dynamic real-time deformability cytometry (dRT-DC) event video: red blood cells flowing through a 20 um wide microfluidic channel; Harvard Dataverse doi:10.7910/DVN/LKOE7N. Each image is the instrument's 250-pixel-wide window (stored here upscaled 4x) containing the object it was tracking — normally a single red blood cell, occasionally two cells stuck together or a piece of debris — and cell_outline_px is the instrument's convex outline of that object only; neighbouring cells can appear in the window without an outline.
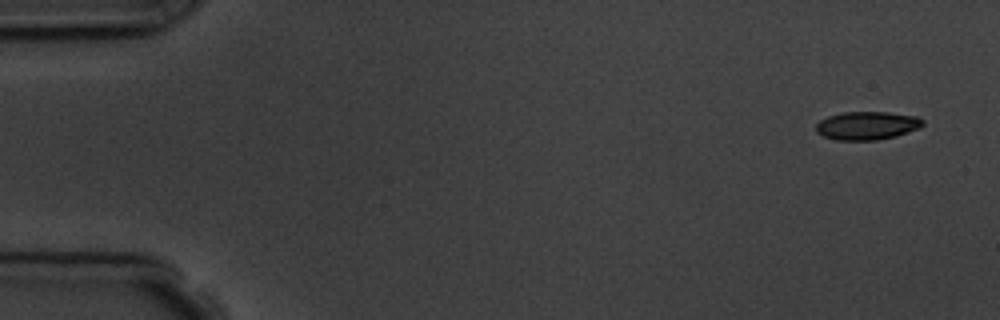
{"species": "common noctule bat (a hibernating species)", "species_latin": "Nyctalus noctula", "temperature_condition": "room temperature", "stored_images_in_passage": 5, "camera_frame_rate_fps": 3000, "um_per_image_px": 0.085, "animal": {"sex": "male", "body_mass_g": 19.5, "forearm_length_mm": 54.6}, "frame": {"image": 1, "passage_image": 1, "time_ms": 0.0, "image_size_px": [1000, 320], "cell_outline_px": [[924, 124], [920, 128], [896, 136], [876, 140], [836, 140], [824, 136], [816, 132], [816, 124], [820, 120], [828, 116], [844, 112], [888, 112], [916, 116], [924, 120]], "centroid_in_image_um": [73.71, 10.67], "position_along_channel_um": 11.3, "area_um2": 17.63}}
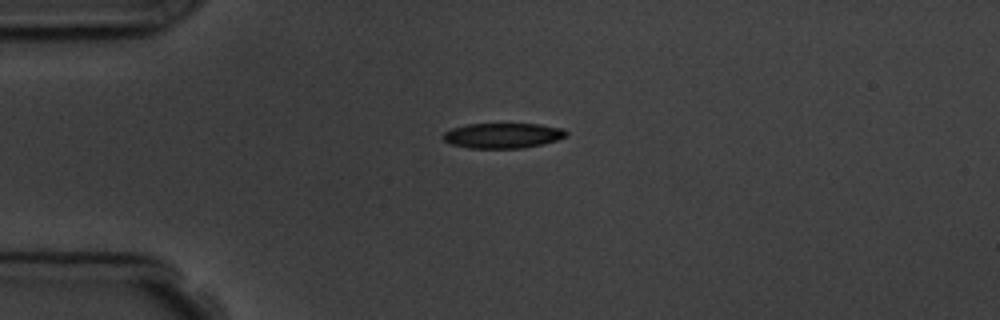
{"frame": {"image": 2, "passage_image": 4, "time_ms": 3.667, "image_size_px": [1000, 320], "cell_outline_px": [[568, 136], [556, 140], [524, 148], [468, 148], [452, 144], [444, 140], [440, 136], [444, 132], [452, 128], [468, 124], [540, 124], [564, 128], [568, 132]], "centroid_in_image_um": [42.74, 11.52], "position_along_channel_um": 42.3, "area_um2": 18.15}}